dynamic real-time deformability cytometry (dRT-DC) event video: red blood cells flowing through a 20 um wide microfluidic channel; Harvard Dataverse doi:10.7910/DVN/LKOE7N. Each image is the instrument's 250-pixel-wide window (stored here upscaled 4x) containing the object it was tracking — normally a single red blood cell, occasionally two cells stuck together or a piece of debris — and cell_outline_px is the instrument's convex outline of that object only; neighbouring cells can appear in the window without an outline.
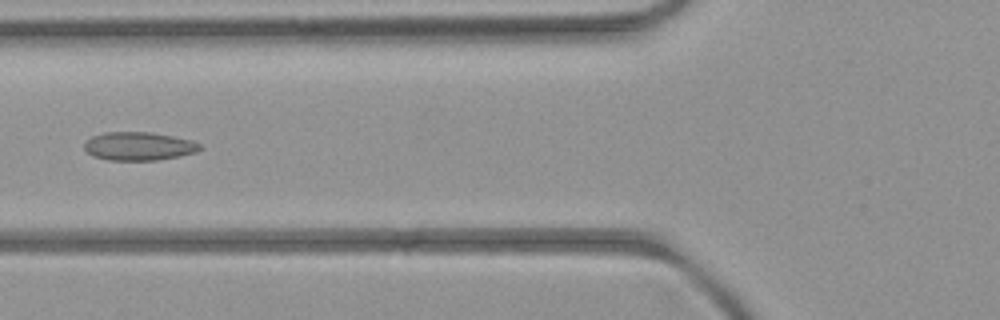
{"species": "common noctule bat (a hibernating species)", "species_latin": "Nyctalus noctula", "temperature_condition": "room temperature", "stored_images_in_passage": 6, "camera_frame_rate_fps": 3000, "um_per_image_px": 0.085, "animal": {"sex": "female", "body_mass_g": 21.9}, "frame": {"image": 1, "passage_image": 5, "time_ms": 5.333, "image_size_px": [1000, 320], "cell_outline_px": [[200, 148], [196, 152], [180, 156], [156, 160], [108, 160], [92, 156], [84, 148], [84, 140], [92, 136], [104, 132], [152, 132], [192, 140], [200, 144]], "centroid_in_image_um": [11.76, 12.42], "position_along_channel_um": 114.0, "area_um2": 19.19}}
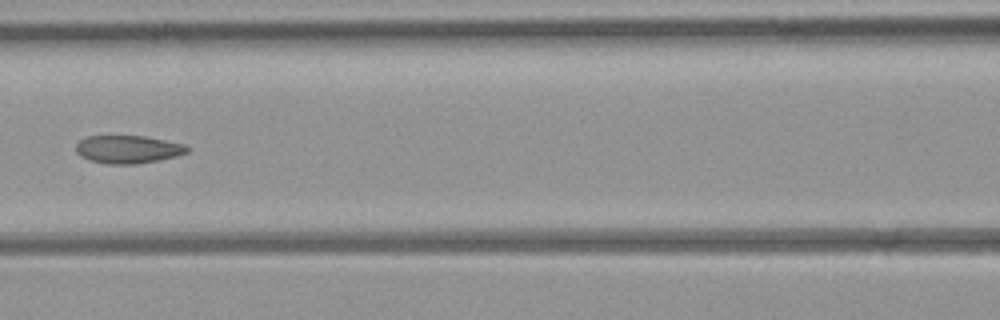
{"frame": {"image": 2, "passage_image": 6, "time_ms": 6.333, "image_size_px": [1000, 320], "cell_outline_px": [[188, 152], [176, 156], [160, 160], [136, 164], [108, 164], [88, 160], [80, 156], [76, 152], [76, 144], [80, 140], [88, 136], [144, 136], [184, 144], [188, 148]], "centroid_in_image_um": [10.85, 12.7], "position_along_channel_um": 155.7, "area_um2": 18.09}}